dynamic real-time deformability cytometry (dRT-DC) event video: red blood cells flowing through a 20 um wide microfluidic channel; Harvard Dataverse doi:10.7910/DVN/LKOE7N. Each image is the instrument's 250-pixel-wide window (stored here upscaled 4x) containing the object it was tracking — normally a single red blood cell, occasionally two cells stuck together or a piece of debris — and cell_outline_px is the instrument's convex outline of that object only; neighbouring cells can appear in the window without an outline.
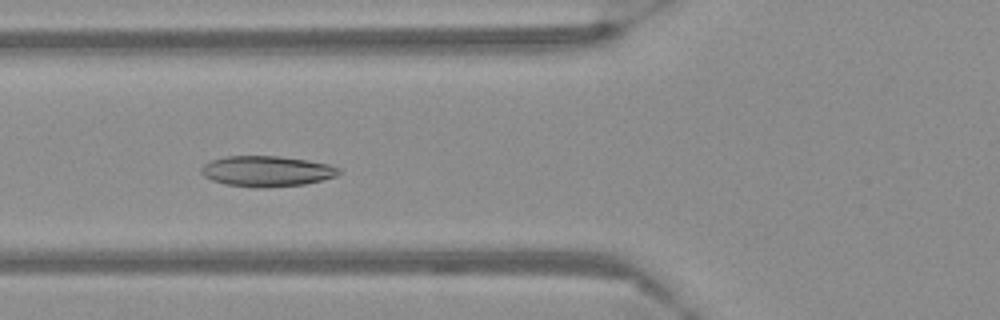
{"species": "Egyptian fruit bat (a non-hibernating species)", "species_latin": "Rousettus aegyptiacus", "temperature_condition": "warm", "stored_images_in_passage": 58, "camera_frame_rate_fps": 3000, "um_per_image_px": 0.085, "frame": {"image": 1, "passage_image": 23, "time_ms": 7.333, "image_size_px": [1000, 320], "cell_outline_px": [[340, 172], [336, 176], [304, 184], [224, 184], [212, 180], [204, 176], [200, 172], [200, 168], [204, 164], [212, 160], [224, 156], [280, 156], [308, 160], [328, 164], [340, 168]], "centroid_in_image_um": [22.66, 14.48], "position_along_channel_um": 103.1, "area_um2": 23.35}}
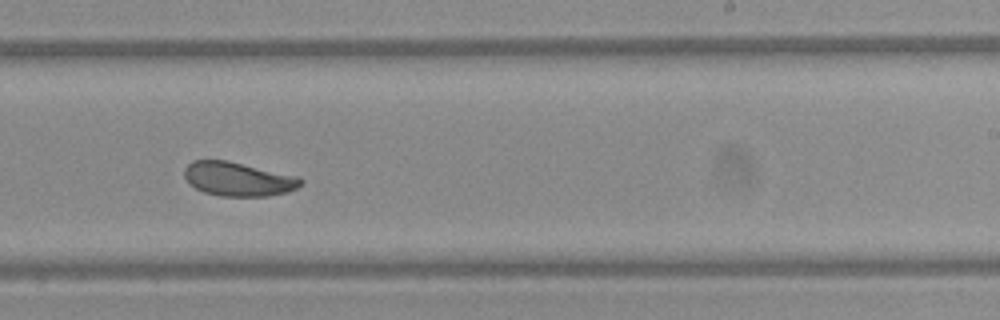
{"frame": {"image": 2, "passage_image": 37, "time_ms": 12.0, "image_size_px": [1000, 320], "cell_outline_px": [[304, 184], [288, 192], [268, 196], [220, 196], [204, 192], [188, 184], [184, 176], [184, 168], [192, 160], [228, 160], [300, 176], [304, 180]], "centroid_in_image_um": [20.27, 15.21], "position_along_channel_um": 268.7, "area_um2": 23.47}}
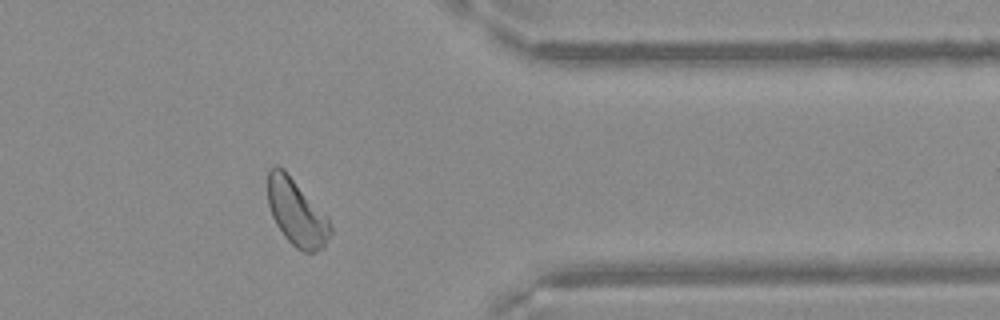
{"frame": {"image": 3, "passage_image": 48, "time_ms": 15.667, "image_size_px": [1000, 320], "cell_outline_px": [[332, 232], [324, 248], [316, 252], [304, 252], [296, 248], [284, 236], [276, 224], [272, 216], [268, 204], [268, 172], [276, 164], [284, 168], [328, 216], [332, 228]], "centroid_in_image_um": [25.23, 18.07], "position_along_channel_um": 386.2, "area_um2": 24.57}}